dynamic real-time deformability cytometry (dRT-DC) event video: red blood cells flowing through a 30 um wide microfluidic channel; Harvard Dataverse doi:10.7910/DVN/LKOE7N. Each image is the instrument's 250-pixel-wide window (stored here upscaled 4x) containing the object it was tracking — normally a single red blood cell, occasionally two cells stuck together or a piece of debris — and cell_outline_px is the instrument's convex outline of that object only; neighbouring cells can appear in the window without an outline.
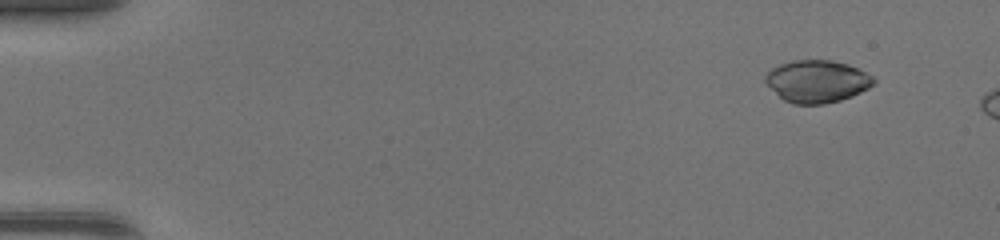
{"species": "common noctule bat (a hibernating species)", "species_latin": "Nyctalus noctula", "temperature_condition": "warm", "stored_images_in_passage": 10, "camera_frame_rate_fps": 3000, "um_per_image_px": 0.085, "animal": {"sex": "female", "body_mass_g": 17.0, "forearm_length_mm": 48.0}, "frame": {"image": 1, "passage_image": 5, "time_ms": 1.333, "image_size_px": [1000, 240], "cell_outline_px": [[876, 80], [868, 88], [852, 96], [840, 100], [824, 104], [792, 104], [784, 100], [764, 80], [764, 76], [772, 68], [780, 64], [792, 60], [832, 60], [848, 64], [872, 76]], "centroid_in_image_um": [69.44, 6.91], "position_along_channel_um": 15.6, "area_um2": 26.47}}